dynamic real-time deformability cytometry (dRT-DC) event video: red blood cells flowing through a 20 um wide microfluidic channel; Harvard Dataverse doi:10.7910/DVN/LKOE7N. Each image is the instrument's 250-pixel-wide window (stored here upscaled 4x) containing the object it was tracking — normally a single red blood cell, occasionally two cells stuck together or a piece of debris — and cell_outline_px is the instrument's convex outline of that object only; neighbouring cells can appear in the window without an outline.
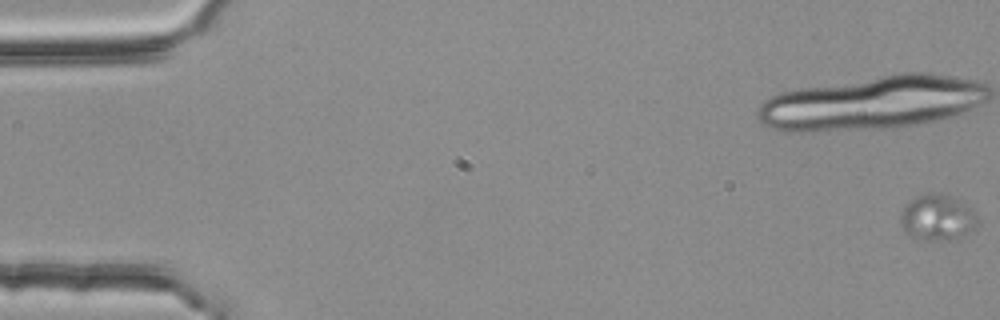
{"species": "common noctule bat (a hibernating species)", "species_latin": "Nyctalus noctula", "temperature_condition": "room temperature", "stored_images_in_passage": 55, "camera_frame_rate_fps": 3000, "um_per_image_px": 0.085, "animal": {"sex": "female", "body_mass_g": 25.1}, "frame": {"image": 1, "passage_image": 1, "time_ms": 0.0, "image_size_px": [1000, 320], "cell_outline_px": [[980, 220], [968, 232], [952, 240], [928, 240], [912, 236], [904, 232], [900, 220], [900, 212], [904, 204], [908, 200], [916, 196], [936, 192], [940, 192], [972, 208]], "centroid_in_image_um": [79.64, 18.48], "position_along_channel_um": 5.4, "area_um2": 20.58}}
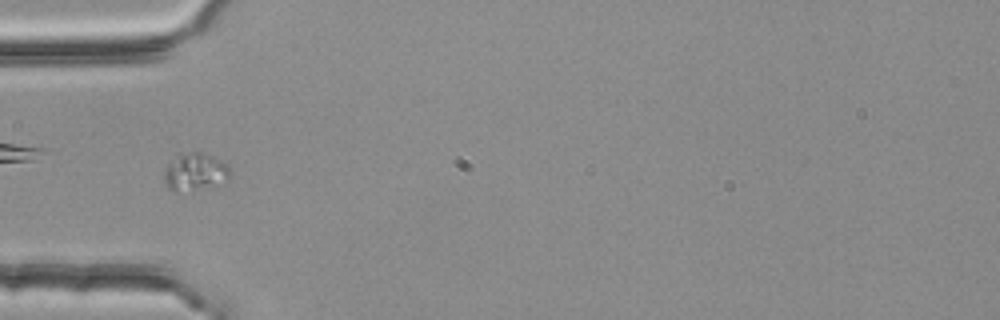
{"frame": {"image": 2, "passage_image": 19, "time_ms": 6.0, "image_size_px": [1000, 320], "cell_outline_px": [[228, 180], [176, 192], [172, 192], [164, 184], [164, 168], [168, 164], [180, 156], [188, 152], [200, 152], [212, 156], [220, 160], [228, 168]], "centroid_in_image_um": [16.5, 14.6], "position_along_channel_um": 68.5, "area_um2": 13.58}}